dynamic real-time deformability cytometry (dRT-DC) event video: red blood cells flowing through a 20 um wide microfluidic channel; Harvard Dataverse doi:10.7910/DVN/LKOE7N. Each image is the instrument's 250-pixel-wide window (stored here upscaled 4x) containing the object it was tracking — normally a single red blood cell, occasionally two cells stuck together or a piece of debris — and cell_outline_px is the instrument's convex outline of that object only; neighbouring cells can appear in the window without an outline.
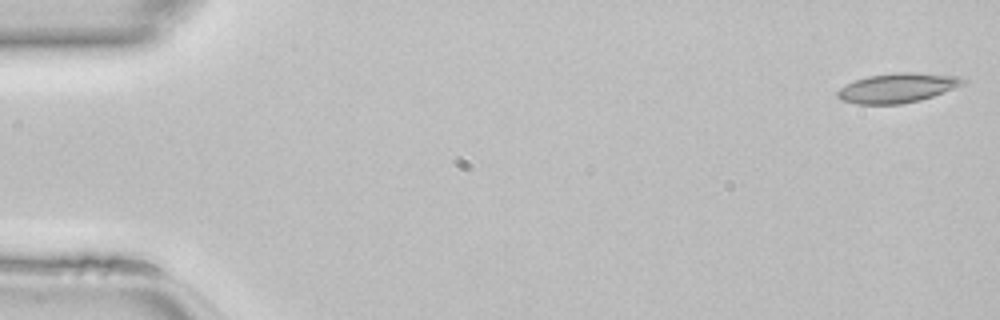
{"species": "common noctule bat (a hibernating species)", "species_latin": "Nyctalus noctula", "temperature_condition": "room temperature", "stored_images_in_passage": 47, "camera_frame_rate_fps": 3000, "um_per_image_px": 0.085, "animal": {"sex": "female", "body_mass_g": 22.7, "forearm_length_mm": 54.2}, "frame": {"image": 1, "passage_image": 1, "time_ms": 0.0, "image_size_px": [1000, 320], "cell_outline_px": [[968, 80], [964, 84], [932, 96], [920, 100], [900, 104], [856, 104], [840, 100], [836, 96], [836, 92], [840, 88], [856, 80], [868, 76], [896, 72], [916, 72], [960, 76]], "centroid_in_image_um": [76.29, 7.46], "position_along_channel_um": 8.7, "area_um2": 21.62}}
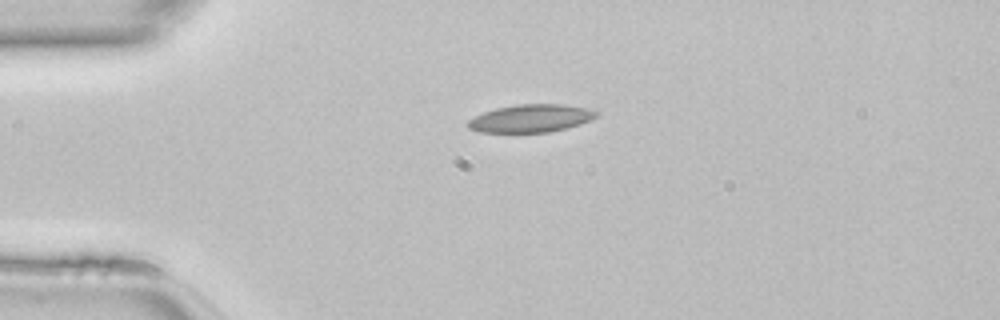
{"frame": {"image": 2, "passage_image": 11, "time_ms": 3.333, "image_size_px": [1000, 320], "cell_outline_px": [[600, 116], [592, 120], [568, 128], [548, 132], [480, 132], [468, 128], [468, 120], [484, 112], [496, 108], [516, 104], [564, 104], [588, 108], [600, 112]], "centroid_in_image_um": [45.2, 10.05], "position_along_channel_um": 39.8, "area_um2": 20.98}}
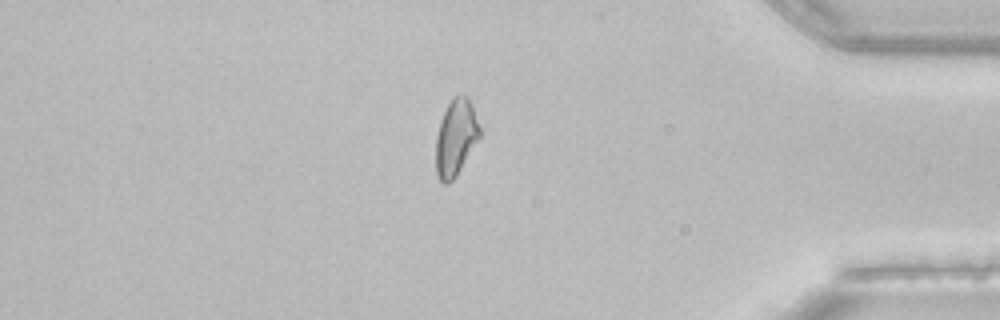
{"frame": {"image": 3, "passage_image": 40, "time_ms": 13.0, "image_size_px": [1000, 320], "cell_outline_px": [[480, 136], [456, 176], [448, 184], [444, 184], [440, 180], [436, 172], [436, 136], [440, 120], [452, 96], [468, 96], [472, 104], [480, 128]], "centroid_in_image_um": [38.73, 11.68], "position_along_channel_um": 396.5, "area_um2": 19.36}}